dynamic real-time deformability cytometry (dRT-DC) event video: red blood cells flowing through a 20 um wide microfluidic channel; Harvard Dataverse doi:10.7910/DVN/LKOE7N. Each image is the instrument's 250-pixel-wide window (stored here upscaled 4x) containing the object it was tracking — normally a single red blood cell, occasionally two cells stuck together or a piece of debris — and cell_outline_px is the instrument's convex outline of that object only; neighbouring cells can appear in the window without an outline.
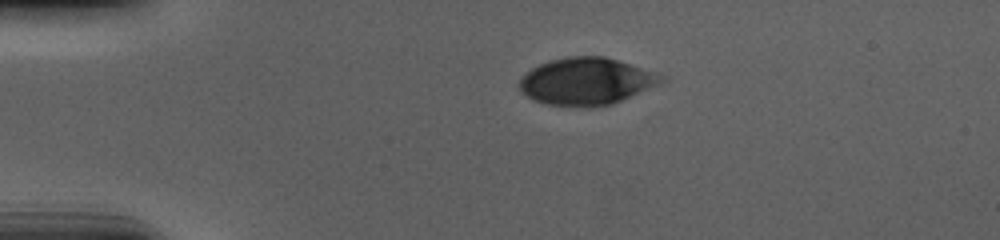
{"species": "human", "species_latin": "Homo sapiens", "temperature_condition": "cold", "stored_images_in_passage": 45, "camera_frame_rate_fps": 3000, "um_per_image_px": 0.085, "donor": {"sex": "male"}, "frame": {"image": 1, "passage_image": 1, "time_ms": 0.0, "image_size_px": [1000, 240], "cell_outline_px": [[664, 80], [660, 84], [612, 104], [588, 108], [548, 104], [532, 100], [520, 92], [516, 84], [520, 76], [524, 72], [548, 60], [568, 56], [604, 56], [664, 76]], "centroid_in_image_um": [49.74, 6.93], "position_along_channel_um": 35.3, "area_um2": 39.19}}
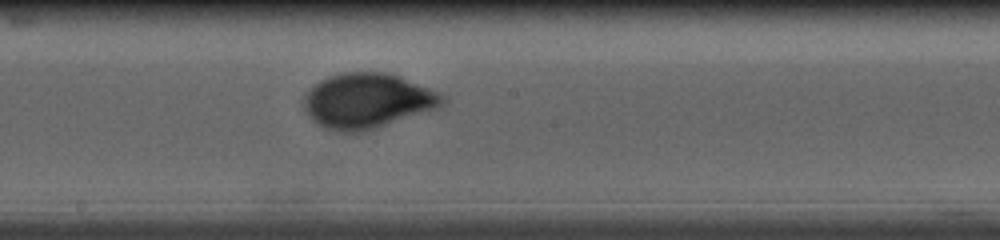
{"frame": {"image": 2, "passage_image": 20, "time_ms": 6.333, "image_size_px": [1000, 240], "cell_outline_px": [[444, 100], [436, 108], [376, 128], [360, 132], [336, 132], [324, 128], [316, 124], [304, 112], [300, 100], [320, 80], [328, 76], [344, 72], [388, 72], [400, 76], [428, 88], [444, 96]], "centroid_in_image_um": [31.13, 8.57], "position_along_channel_um": 217.1, "area_um2": 44.33}}
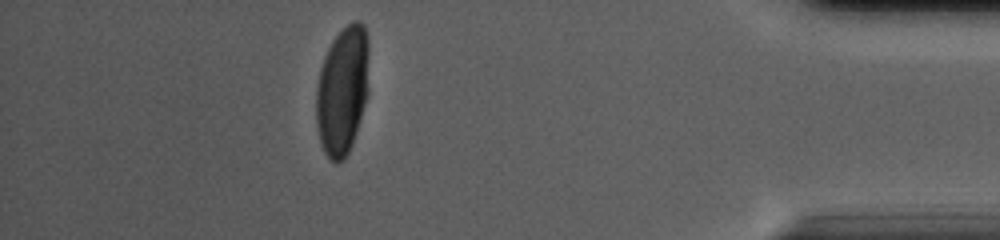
{"frame": {"image": 3, "passage_image": 39, "time_ms": 12.667, "image_size_px": [1000, 240], "cell_outline_px": [[368, 92], [360, 120], [352, 144], [348, 152], [336, 164], [324, 152], [320, 140], [316, 124], [316, 88], [320, 68], [324, 56], [332, 40], [352, 20], [360, 20], [364, 24], [368, 40]], "centroid_in_image_um": [29.11, 7.65], "position_along_channel_um": 406.1, "area_um2": 39.59}, "authors_computed_cell_mechanics": {"area_um2": 41.8472, "velocity_mm_per_s": 3.6817, "shape_relaxation_time_tau1_ms": 4.5846, "shape_relaxation_time_tau2_ms": null, "deformation_change_tau1": 0.195, "deformation_change_tau2": null}}